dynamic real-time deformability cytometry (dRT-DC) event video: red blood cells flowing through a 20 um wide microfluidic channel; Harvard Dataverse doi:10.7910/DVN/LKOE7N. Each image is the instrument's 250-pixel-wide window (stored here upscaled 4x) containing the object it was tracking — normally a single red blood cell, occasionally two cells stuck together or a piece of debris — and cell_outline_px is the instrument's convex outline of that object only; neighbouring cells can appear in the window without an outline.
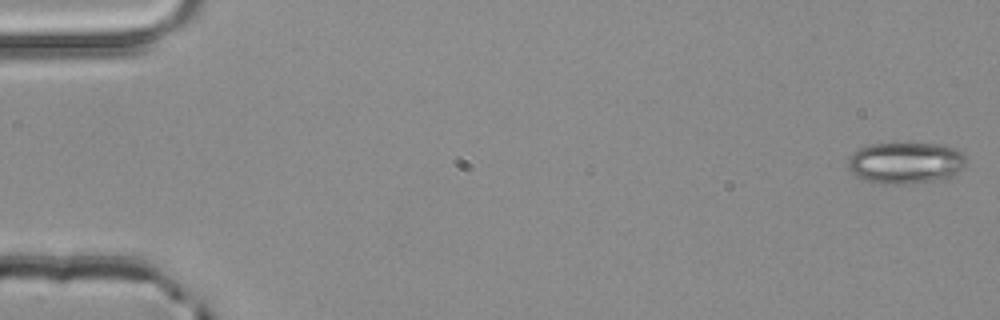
{"species": "common noctule bat (a hibernating species)", "species_latin": "Nyctalus noctula", "temperature_condition": "room temperature", "stored_images_in_passage": 3, "camera_frame_rate_fps": 3000, "um_per_image_px": 0.085, "animal": {"sex": "male", "body_mass_g": 20.4}, "frame": {"image": 1, "passage_image": 1, "time_ms": 0.0, "image_size_px": [1000, 320], "cell_outline_px": [[964, 164], [952, 176], [936, 180], [904, 184], [884, 184], [864, 180], [856, 176], [848, 168], [848, 156], [852, 152], [860, 148], [872, 144], [936, 144], [956, 148], [964, 156]], "centroid_in_image_um": [76.91, 13.85], "position_along_channel_um": 8.1, "area_um2": 28.26}}